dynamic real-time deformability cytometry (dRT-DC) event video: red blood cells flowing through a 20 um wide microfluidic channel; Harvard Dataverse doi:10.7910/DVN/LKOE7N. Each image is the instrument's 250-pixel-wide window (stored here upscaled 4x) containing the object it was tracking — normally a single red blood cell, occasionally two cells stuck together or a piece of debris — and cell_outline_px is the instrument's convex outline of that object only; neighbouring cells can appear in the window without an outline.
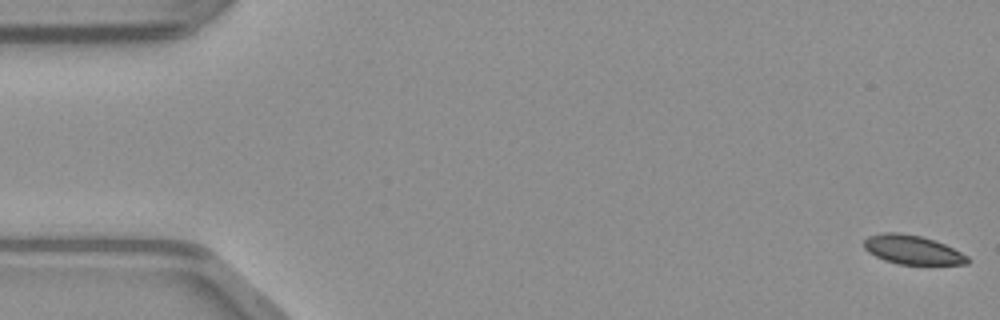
{"species": "common noctule bat (a hibernating species)", "species_latin": "Nyctalus noctula", "temperature_condition": "warm", "stored_images_in_passage": 50, "camera_frame_rate_fps": 3000, "um_per_image_px": 0.085, "animal": {"sex": "male", "body_mass_g": 23.1, "forearm_length_mm": 52.7}, "frame": {"image": 1, "passage_image": 1, "time_ms": 0.0, "image_size_px": [1000, 320], "cell_outline_px": [[972, 260], [968, 264], [896, 264], [884, 260], [868, 252], [864, 248], [864, 240], [868, 236], [884, 232], [900, 232], [920, 236], [944, 244], [968, 256]], "centroid_in_image_um": [77.54, 21.23], "position_along_channel_um": 7.5, "area_um2": 17.46}}
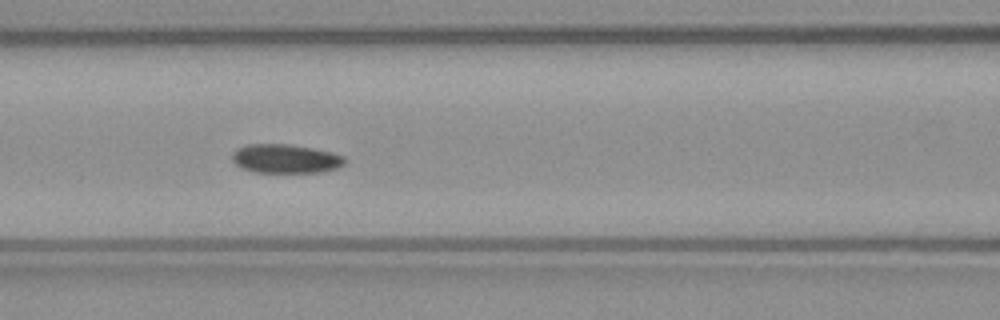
{"frame": {"image": 2, "passage_image": 21, "time_ms": 6.667, "image_size_px": [1000, 320], "cell_outline_px": [[344, 164], [336, 168], [320, 172], [256, 172], [240, 168], [232, 160], [232, 152], [236, 148], [248, 144], [288, 144], [312, 148], [332, 152], [344, 156]], "centroid_in_image_um": [24.23, 13.48], "position_along_channel_um": 142.4, "area_um2": 18.96}}
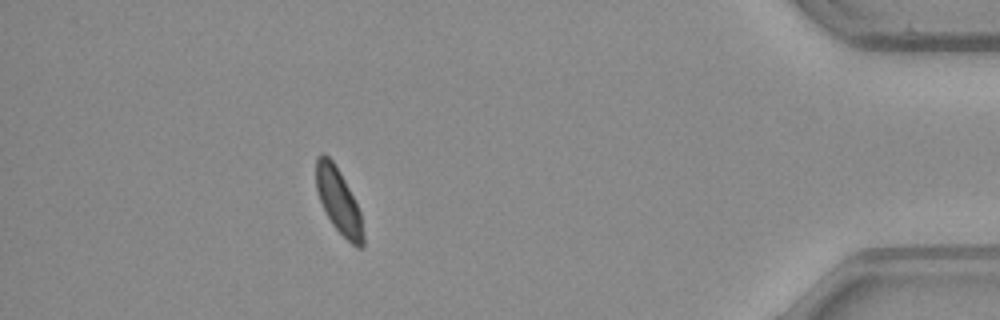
{"frame": {"image": 3, "passage_image": 44, "time_ms": 14.333, "image_size_px": [1000, 320], "cell_outline_px": [[364, 244], [360, 248], [356, 248], [332, 224], [320, 200], [316, 188], [316, 156], [320, 152], [324, 152], [332, 160], [340, 172], [360, 212], [364, 236]], "centroid_in_image_um": [28.76, 17.06], "position_along_channel_um": 406.4, "area_um2": 17.51}}